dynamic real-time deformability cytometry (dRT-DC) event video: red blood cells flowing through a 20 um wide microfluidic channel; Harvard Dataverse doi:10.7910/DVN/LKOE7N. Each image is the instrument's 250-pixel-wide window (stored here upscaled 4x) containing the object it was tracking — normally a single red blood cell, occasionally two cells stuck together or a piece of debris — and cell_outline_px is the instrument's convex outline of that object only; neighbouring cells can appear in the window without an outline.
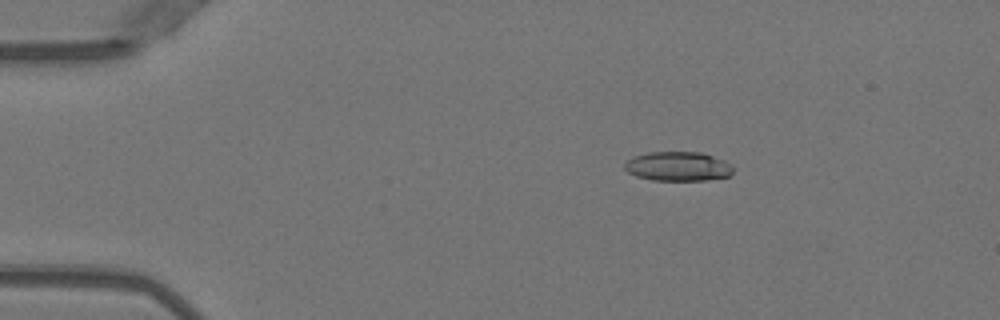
{"species": "Egyptian fruit bat (a non-hibernating species)", "species_latin": "Rousettus aegyptiacus", "temperature_condition": "warm", "stored_images_in_passage": 27, "camera_frame_rate_fps": 3000, "um_per_image_px": 0.085, "animal": {"sex": "female"}, "frame": {"image": 1, "passage_image": 2, "time_ms": 0.333, "image_size_px": [1000, 320], "cell_outline_px": [[732, 172], [728, 176], [704, 180], [652, 180], [636, 176], [628, 172], [624, 168], [624, 164], [632, 156], [648, 152], [700, 152], [724, 160], [732, 164]], "centroid_in_image_um": [57.6, 14.13], "position_along_channel_um": 27.4, "area_um2": 18.5}}
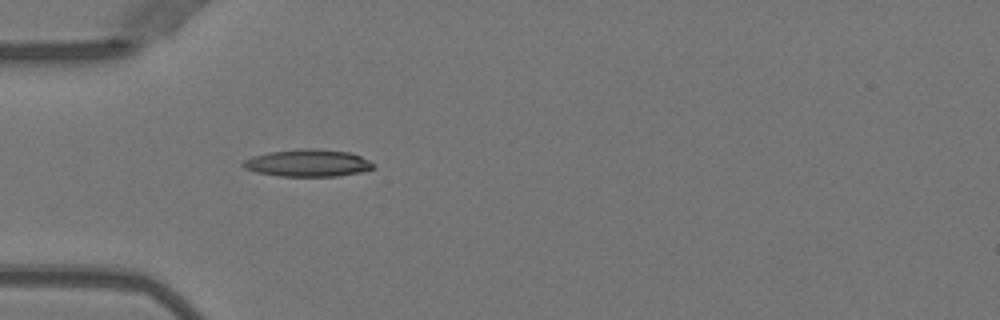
{"frame": {"image": 2, "passage_image": 9, "time_ms": 2.667, "image_size_px": [1000, 320], "cell_outline_px": [[372, 168], [360, 172], [336, 176], [280, 176], [256, 172], [244, 168], [240, 164], [244, 160], [252, 156], [268, 152], [300, 148], [308, 148], [352, 152], [368, 160], [372, 164]], "centroid_in_image_um": [26.1, 13.85], "position_along_channel_um": 58.9, "area_um2": 20.58}}
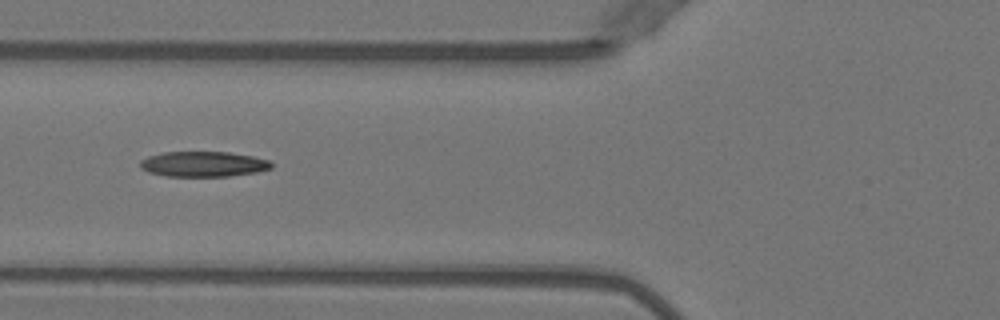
{"frame": {"image": 3, "passage_image": 13, "time_ms": 4.0, "image_size_px": [1000, 320], "cell_outline_px": [[272, 168], [256, 172], [228, 176], [164, 176], [148, 172], [140, 168], [140, 160], [148, 156], [164, 152], [228, 152], [252, 156], [268, 160], [272, 164]], "centroid_in_image_um": [17.25, 13.95], "position_along_channel_um": 108.6, "area_um2": 19.31}}